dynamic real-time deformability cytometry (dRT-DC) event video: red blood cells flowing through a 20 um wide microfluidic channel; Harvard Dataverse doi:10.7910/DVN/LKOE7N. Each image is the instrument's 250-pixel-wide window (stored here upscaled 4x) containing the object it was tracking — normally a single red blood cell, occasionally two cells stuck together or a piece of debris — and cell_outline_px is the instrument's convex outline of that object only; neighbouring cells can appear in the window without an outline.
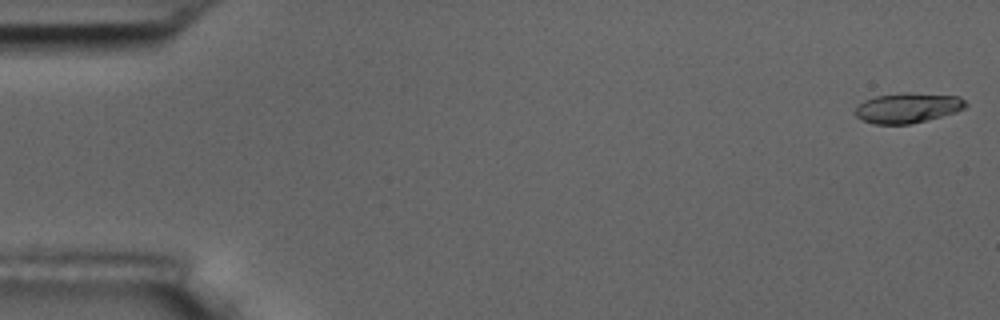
{"species": "common noctule bat (a hibernating species)", "species_latin": "Nyctalus noctula", "temperature_condition": "room temperature", "stored_images_in_passage": 5, "camera_frame_rate_fps": 3000, "um_per_image_px": 0.085, "animal": {"sex": "male", "body_mass_g": 17.5, "forearm_length_mm": 52.3}, "frame": {"image": 1, "passage_image": 1, "time_ms": 0.0, "image_size_px": [1000, 320], "cell_outline_px": [[968, 104], [964, 108], [956, 112], [908, 124], [872, 124], [856, 116], [856, 108], [864, 100], [876, 96], [904, 92], [908, 92], [960, 96]], "centroid_in_image_um": [77.17, 9.15], "position_along_channel_um": 7.8, "area_um2": 19.19}}
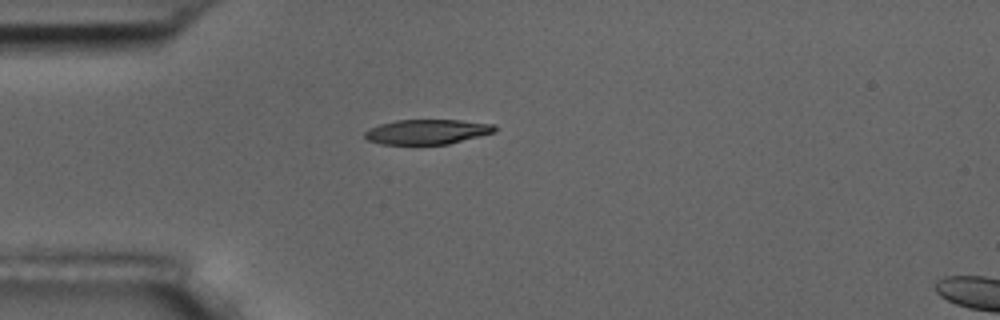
{"frame": {"image": 2, "passage_image": 5, "time_ms": 4.667, "image_size_px": [1000, 320], "cell_outline_px": [[496, 132], [448, 144], [380, 144], [368, 140], [364, 136], [364, 132], [368, 128], [380, 124], [396, 120], [460, 120], [496, 124]], "centroid_in_image_um": [36.31, 11.2], "position_along_channel_um": 48.7, "area_um2": 18.9}}